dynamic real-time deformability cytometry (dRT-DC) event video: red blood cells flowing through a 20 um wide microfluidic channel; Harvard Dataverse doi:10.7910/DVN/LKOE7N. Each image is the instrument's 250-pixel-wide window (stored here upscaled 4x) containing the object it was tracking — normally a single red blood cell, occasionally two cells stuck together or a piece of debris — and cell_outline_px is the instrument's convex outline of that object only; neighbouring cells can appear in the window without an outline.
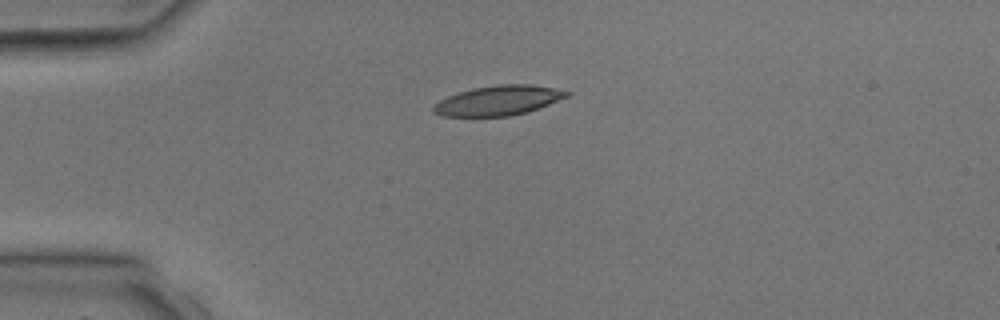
{"species": "common noctule bat (a hibernating species)", "species_latin": "Nyctalus noctula", "temperature_condition": "room temperature", "stored_images_in_passage": 1, "camera_frame_rate_fps": 3000, "um_per_image_px": 0.085, "animal": {"sex": "male", "body_mass_g": 17.9, "forearm_length_mm": 54.2}, "frame": {"image": 1, "passage_image": 1, "time_ms": 0.0, "image_size_px": [1000, 320], "cell_outline_px": [[572, 92], [568, 96], [528, 112], [508, 116], [444, 116], [432, 112], [432, 108], [440, 100], [448, 96], [472, 88], [496, 84], [528, 84], [552, 88]], "centroid_in_image_um": [42.34, 8.54], "position_along_channel_um": 42.7, "area_um2": 22.89}}